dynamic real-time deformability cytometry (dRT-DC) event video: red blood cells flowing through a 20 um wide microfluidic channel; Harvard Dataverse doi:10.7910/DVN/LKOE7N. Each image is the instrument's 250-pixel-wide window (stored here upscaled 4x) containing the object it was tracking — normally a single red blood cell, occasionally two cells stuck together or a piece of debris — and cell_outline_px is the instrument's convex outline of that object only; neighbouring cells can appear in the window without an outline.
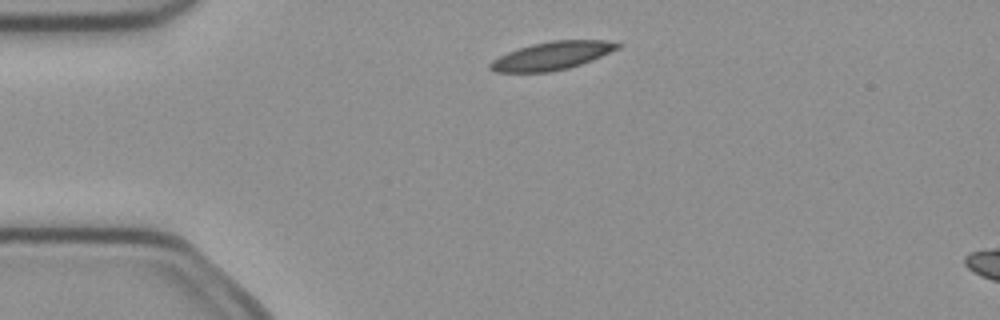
{"species": "common noctule bat (a hibernating species)", "species_latin": "Nyctalus noctula", "temperature_condition": "cold", "stored_images_in_passage": 4, "camera_frame_rate_fps": 3000, "um_per_image_px": 0.085, "animal": {"sex": "female", "body_mass_g": 21.9}, "frame": {"image": 1, "passage_image": 2, "time_ms": 0.333, "image_size_px": [1000, 320], "cell_outline_px": [[624, 44], [620, 48], [592, 60], [568, 68], [552, 72], [496, 72], [488, 68], [488, 64], [492, 60], [508, 52], [532, 44], [552, 40], [604, 40]], "centroid_in_image_um": [46.93, 4.74], "position_along_channel_um": 38.1, "area_um2": 20.87}}